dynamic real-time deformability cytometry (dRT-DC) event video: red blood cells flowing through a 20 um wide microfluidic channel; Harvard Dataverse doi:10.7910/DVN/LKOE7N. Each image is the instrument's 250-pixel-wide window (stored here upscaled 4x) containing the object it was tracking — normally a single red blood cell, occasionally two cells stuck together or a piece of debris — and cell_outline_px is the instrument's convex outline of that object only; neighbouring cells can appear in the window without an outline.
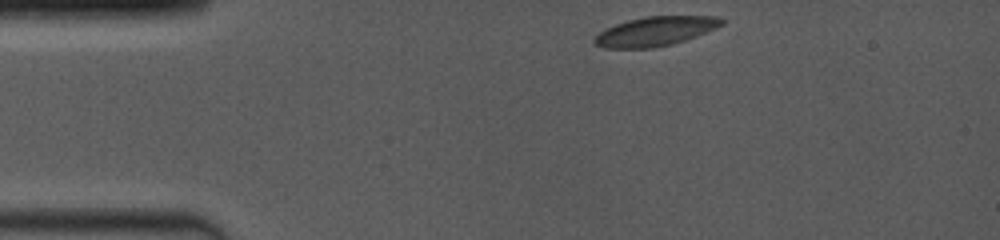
{"species": "common noctule bat (a hibernating species)", "species_latin": "Nyctalus noctula", "temperature_condition": "room temperature", "stored_images_in_passage": 33, "camera_frame_rate_fps": 4000, "um_per_image_px": 0.085, "animal": {"sex": "female", "body_mass_g": 19.0, "forearm_length_mm": 53.3}, "frame": {"image": 1, "passage_image": 1, "time_ms": 0.0, "image_size_px": [1000, 240], "cell_outline_px": [[724, 24], [716, 28], [684, 40], [672, 44], [652, 48], [604, 48], [596, 44], [592, 40], [600, 32], [616, 24], [628, 20], [644, 16], [720, 16], [724, 20]], "centroid_in_image_um": [55.72, 2.65], "position_along_channel_um": 29.3, "area_um2": 21.56}}
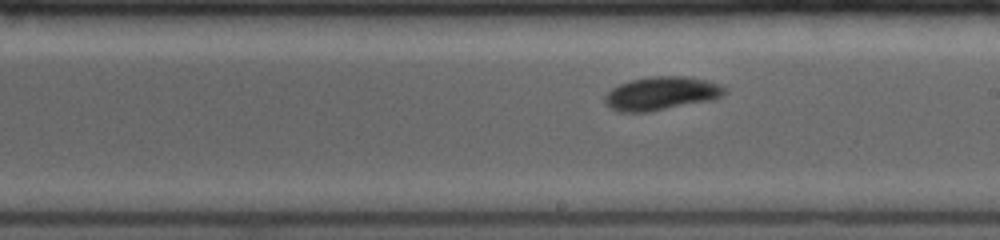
{"frame": {"image": 2, "passage_image": 19, "time_ms": 6.5, "image_size_px": [1000, 240], "cell_outline_px": [[728, 92], [724, 96], [712, 100], [648, 112], [616, 112], [604, 104], [604, 96], [612, 88], [620, 84], [632, 80], [652, 76], [684, 76], [704, 80], [716, 84], [724, 88]], "centroid_in_image_um": [56.18, 7.96], "position_along_channel_um": 232.8, "area_um2": 23.29}}
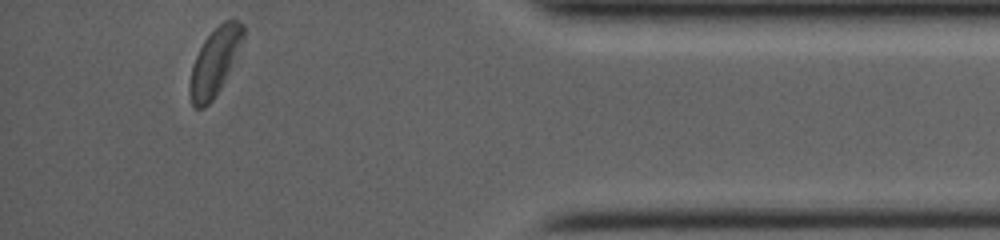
{"frame": {"image": 3, "passage_image": 33, "time_ms": 11.75, "image_size_px": [1000, 240], "cell_outline_px": [[244, 36], [228, 72], [216, 96], [204, 108], [196, 108], [192, 104], [188, 92], [188, 84], [192, 68], [196, 56], [204, 40], [224, 20], [236, 20], [244, 24]], "centroid_in_image_um": [18.22, 5.28], "position_along_channel_um": 417.0, "area_um2": 20.4}, "authors_computed_cell_mechanics": {"area_um2": 22.4842, "velocity_mm_per_s": 3.9989, "shape_relaxation_time_tau1_ms": 2.9874, "shape_relaxation_time_tau2_ms": 4.0016, "deformation_change_tau1": 0.1139, "deformation_change_tau2": 0.0731}}